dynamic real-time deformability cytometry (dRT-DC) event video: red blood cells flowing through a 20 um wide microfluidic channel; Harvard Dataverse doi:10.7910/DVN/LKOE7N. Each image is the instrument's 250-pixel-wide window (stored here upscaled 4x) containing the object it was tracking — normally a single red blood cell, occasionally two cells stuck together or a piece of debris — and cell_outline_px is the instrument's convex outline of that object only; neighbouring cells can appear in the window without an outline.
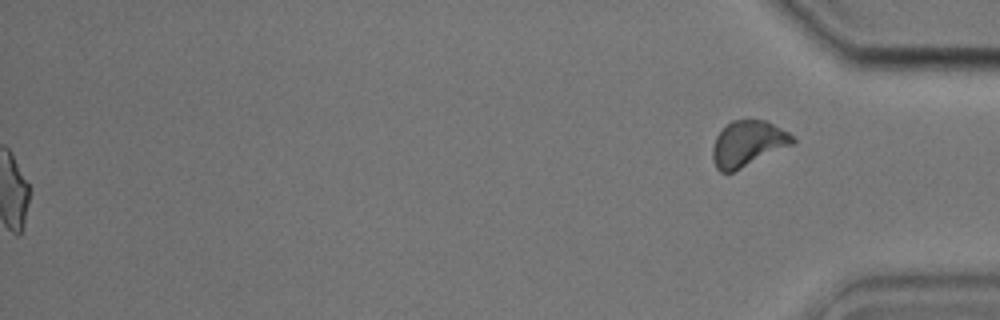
{"species": "common noctule bat (a hibernating species)", "species_latin": "Nyctalus noctula", "temperature_condition": "cold", "stored_images_in_passage": 53, "segment_of_instrument_passage": [2, 2], "camera_frame_rate_fps": 3000, "um_per_image_px": 0.085, "animal": {"sex": "male", "body_mass_g": 17.9, "forearm_length_mm": 54.2}, "frame": {"image": 1, "passage_image": 53, "time_ms": 17.333, "image_size_px": [1000, 320], "cell_outline_px": [[796, 144], [732, 172], [720, 172], [716, 168], [712, 160], [712, 148], [716, 136], [732, 120], [768, 120], [788, 132], [796, 140]], "centroid_in_image_um": [63.59, 12.21], "position_along_channel_um": 371.6, "area_um2": 21.44}}